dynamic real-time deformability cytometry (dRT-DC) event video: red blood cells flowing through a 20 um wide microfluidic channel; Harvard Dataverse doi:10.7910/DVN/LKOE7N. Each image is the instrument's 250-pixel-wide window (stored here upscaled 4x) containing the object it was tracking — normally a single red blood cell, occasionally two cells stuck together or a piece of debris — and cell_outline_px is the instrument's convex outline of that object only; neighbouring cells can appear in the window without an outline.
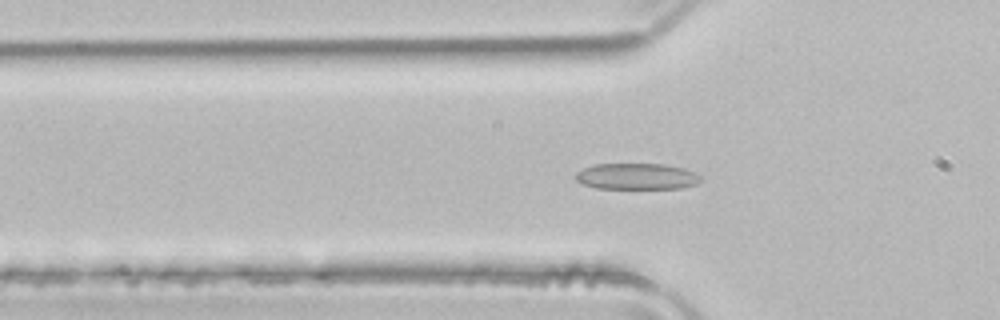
{"species": "common noctule bat (a hibernating species)", "species_latin": "Nyctalus noctula", "temperature_condition": "room temperature", "stored_images_in_passage": 53, "camera_frame_rate_fps": 3000, "um_per_image_px": 0.085, "animal": {"sex": "male", "body_mass_g": 21.5, "forearm_length_mm": 52.0}, "frame": {"image": 1, "passage_image": 17, "time_ms": 5.333, "image_size_px": [1000, 320], "cell_outline_px": [[704, 180], [696, 184], [680, 188], [596, 188], [584, 184], [576, 180], [576, 172], [584, 168], [596, 164], [664, 164], [684, 168], [696, 172]], "centroid_in_image_um": [54.17, 14.99], "position_along_channel_um": 71.6, "area_um2": 19.07}}
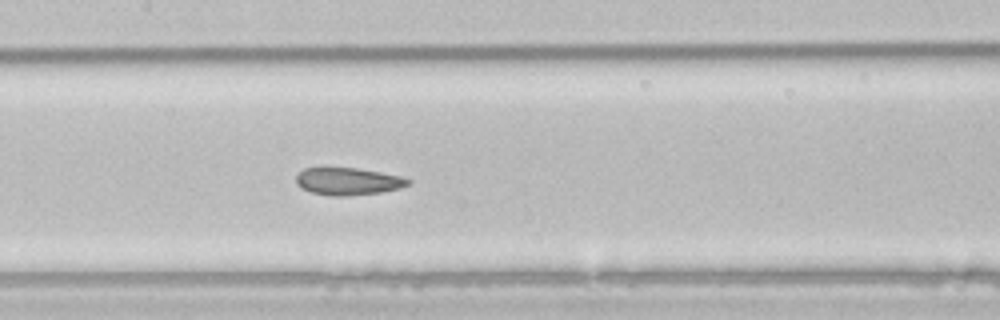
{"frame": {"image": 2, "passage_image": 25, "time_ms": 8.0, "image_size_px": [1000, 320], "cell_outline_px": [[412, 184], [400, 188], [380, 192], [348, 196], [328, 196], [312, 192], [300, 188], [296, 184], [296, 176], [304, 168], [320, 164], [324, 164], [356, 168], [380, 172], [400, 176], [412, 180]], "centroid_in_image_um": [29.51, 15.37], "position_along_channel_um": 177.9, "area_um2": 18.73}}
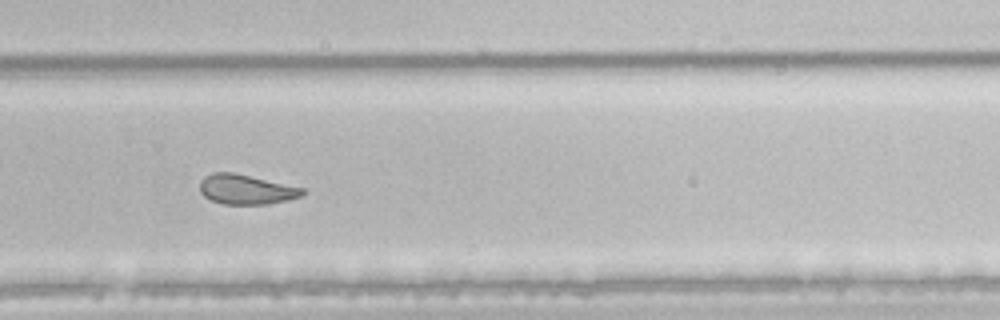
{"frame": {"image": 3, "passage_image": 35, "time_ms": 11.333, "image_size_px": [1000, 320], "cell_outline_px": [[308, 192], [300, 196], [288, 200], [268, 204], [224, 204], [212, 200], [204, 196], [200, 192], [200, 180], [204, 176], [212, 172], [232, 172], [304, 188]], "centroid_in_image_um": [20.92, 16.1], "position_along_channel_um": 308.9, "area_um2": 17.8}, "authors_computed_cell_mechanics": {"area_um2": 20.6346, "velocity_mm_per_s": 3.9533, "shape_relaxation_time_tau1_ms": 3.5766, "shape_relaxation_time_tau2_ms": 1.1796, "deformation_change_tau1": 0.1057, "deformation_change_tau2": 0.0761}}